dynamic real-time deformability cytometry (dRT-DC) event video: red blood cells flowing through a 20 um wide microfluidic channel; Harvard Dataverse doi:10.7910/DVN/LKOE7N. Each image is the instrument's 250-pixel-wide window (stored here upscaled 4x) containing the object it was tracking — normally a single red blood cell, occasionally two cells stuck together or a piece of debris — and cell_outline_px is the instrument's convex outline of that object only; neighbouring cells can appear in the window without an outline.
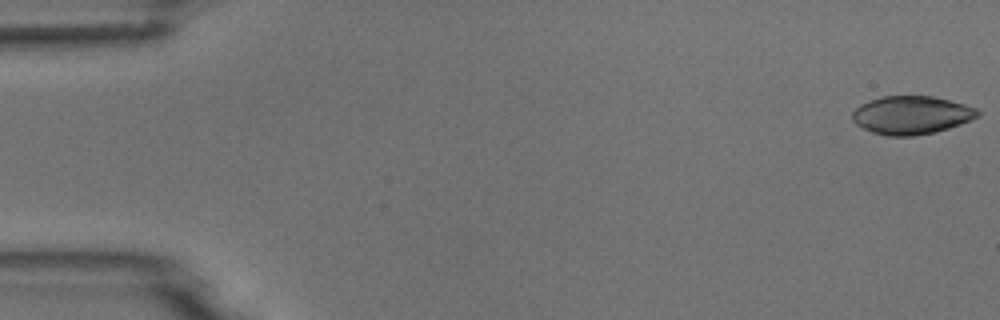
{"species": "common noctule bat (a hibernating species)", "species_latin": "Nyctalus noctula", "temperature_condition": "room temperature", "stored_images_in_passage": 4, "camera_frame_rate_fps": 3000, "um_per_image_px": 0.085, "animal": {"sex": "male", "body_mass_g": 18.8}, "frame": {"image": 1, "passage_image": 1, "time_ms": 0.0, "image_size_px": [1000, 320], "cell_outline_px": [[980, 116], [960, 124], [936, 132], [916, 136], [888, 136], [872, 132], [856, 124], [852, 120], [852, 112], [860, 104], [884, 96], [932, 96], [964, 104], [976, 108], [980, 112]], "centroid_in_image_um": [77.48, 9.79], "position_along_channel_um": 7.5, "area_um2": 27.86}}